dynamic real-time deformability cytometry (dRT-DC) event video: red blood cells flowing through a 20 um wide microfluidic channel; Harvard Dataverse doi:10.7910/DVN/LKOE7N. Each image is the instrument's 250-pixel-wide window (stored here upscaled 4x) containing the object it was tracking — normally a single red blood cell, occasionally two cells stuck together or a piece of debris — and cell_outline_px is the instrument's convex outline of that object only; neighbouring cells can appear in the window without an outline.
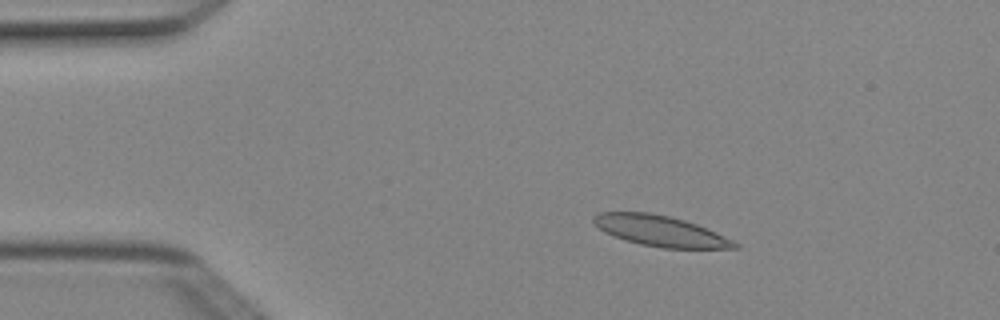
{"species": "Egyptian fruit bat (a non-hibernating species)", "species_latin": "Rousettus aegyptiacus", "temperature_condition": "cold", "stored_images_in_passage": 7, "camera_frame_rate_fps": 3000, "um_per_image_px": 0.085, "animal": {"sex": "female"}, "frame": {"image": 1, "passage_image": 3, "time_ms": 0.667, "image_size_px": [1000, 320], "cell_outline_px": [[740, 248], [660, 248], [640, 244], [624, 240], [612, 236], [604, 232], [592, 220], [592, 216], [600, 212], [648, 212], [668, 216], [684, 220], [696, 224], [716, 232], [740, 244]], "centroid_in_image_um": [56.11, 19.63], "position_along_channel_um": 28.9, "area_um2": 25.14}}
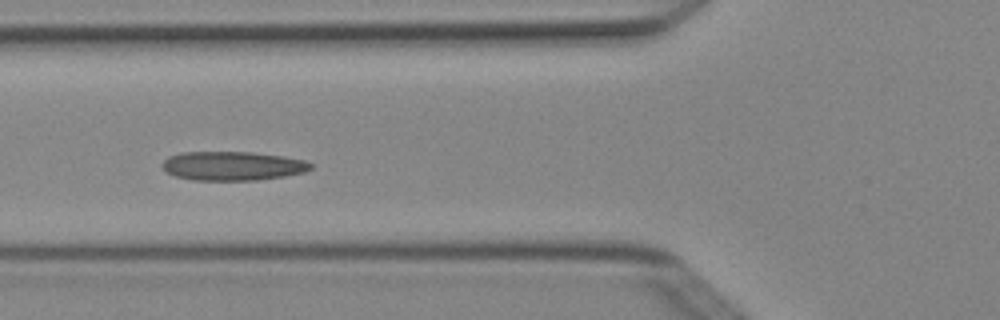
{"frame": {"image": 2, "passage_image": 5, "time_ms": 1.333, "image_size_px": [1000, 320], "cell_outline_px": [[312, 168], [304, 172], [284, 176], [256, 180], [192, 180], [176, 176], [168, 172], [160, 164], [168, 156], [180, 152], [252, 152], [284, 156], [304, 160], [312, 164]], "centroid_in_image_um": [19.76, 14.09], "position_along_channel_um": 106.0, "area_um2": 25.09}}
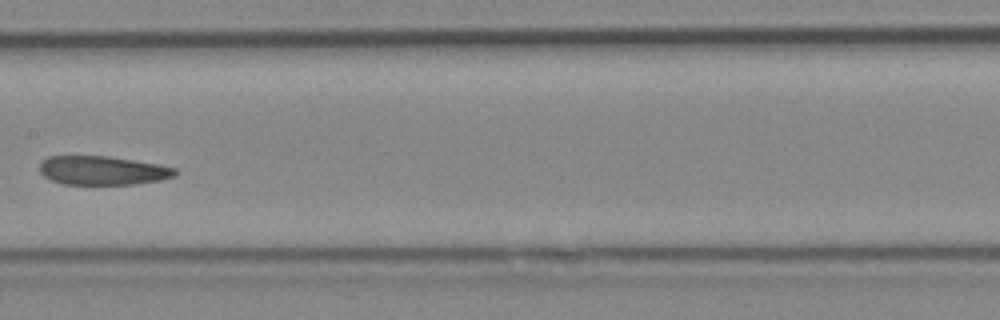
{"frame": {"image": 3, "passage_image": 7, "time_ms": 2.0, "image_size_px": [1000, 320], "cell_outline_px": [[176, 176], [160, 180], [132, 184], [64, 184], [52, 180], [44, 176], [40, 172], [40, 164], [48, 156], [108, 156], [160, 164], [176, 168]], "centroid_in_image_um": [8.74, 14.48], "position_along_channel_um": 198.7, "area_um2": 22.72}}